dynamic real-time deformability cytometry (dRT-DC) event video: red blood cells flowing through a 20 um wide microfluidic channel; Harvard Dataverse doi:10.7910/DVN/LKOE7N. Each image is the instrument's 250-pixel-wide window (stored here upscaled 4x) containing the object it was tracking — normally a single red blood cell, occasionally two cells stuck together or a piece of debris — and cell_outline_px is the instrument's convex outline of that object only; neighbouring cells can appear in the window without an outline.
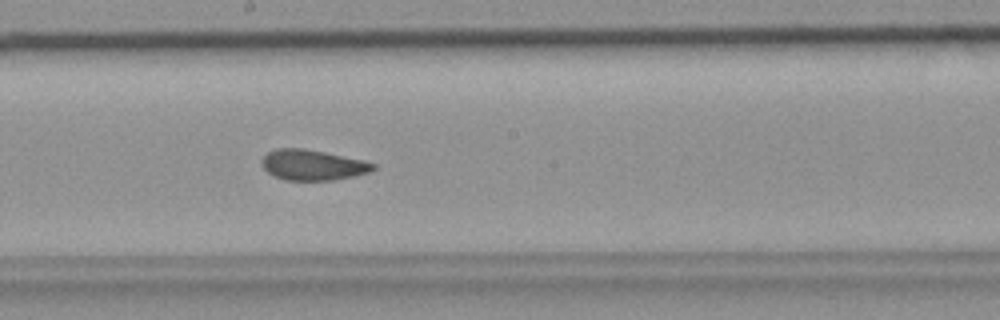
{"species": "common noctule bat (a hibernating species)", "species_latin": "Nyctalus noctula", "temperature_condition": "room temperature", "stored_images_in_passage": 43, "camera_frame_rate_fps": 3000, "um_per_image_px": 0.085, "animal": {"sex": "female", "body_mass_g": 19.9}, "frame": {"image": 1, "passage_image": 25, "time_ms": 8.0, "image_size_px": [1000, 320], "cell_outline_px": [[376, 168], [368, 172], [336, 180], [284, 180], [272, 176], [260, 164], [260, 160], [268, 152], [276, 148], [304, 148], [364, 160], [376, 164]], "centroid_in_image_um": [26.54, 14.02], "position_along_channel_um": 221.7, "area_um2": 19.88}}